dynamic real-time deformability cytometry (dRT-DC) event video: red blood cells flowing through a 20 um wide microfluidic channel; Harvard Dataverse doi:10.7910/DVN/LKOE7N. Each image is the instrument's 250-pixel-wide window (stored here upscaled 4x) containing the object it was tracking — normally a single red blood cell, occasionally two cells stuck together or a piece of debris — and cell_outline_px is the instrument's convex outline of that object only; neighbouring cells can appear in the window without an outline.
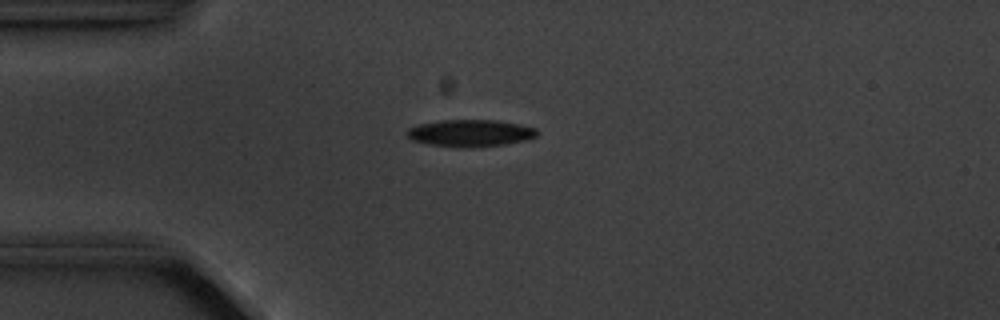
{"species": "common noctule bat (a hibernating species)", "species_latin": "Nyctalus noctula", "temperature_condition": "cold", "stored_images_in_passage": 5, "camera_frame_rate_fps": 3000, "um_per_image_px": 0.085, "animal": {"sex": "male", "body_mass_g": 20.1, "forearm_length_mm": 53.5}, "frame": {"image": 1, "passage_image": 1, "time_ms": 0.0, "image_size_px": [1000, 320], "cell_outline_px": [[536, 136], [524, 140], [504, 144], [428, 144], [412, 140], [408, 136], [408, 128], [420, 124], [440, 120], [496, 120], [536, 128]], "centroid_in_image_um": [39.96, 11.25], "position_along_channel_um": 45.0, "area_um2": 19.02}}